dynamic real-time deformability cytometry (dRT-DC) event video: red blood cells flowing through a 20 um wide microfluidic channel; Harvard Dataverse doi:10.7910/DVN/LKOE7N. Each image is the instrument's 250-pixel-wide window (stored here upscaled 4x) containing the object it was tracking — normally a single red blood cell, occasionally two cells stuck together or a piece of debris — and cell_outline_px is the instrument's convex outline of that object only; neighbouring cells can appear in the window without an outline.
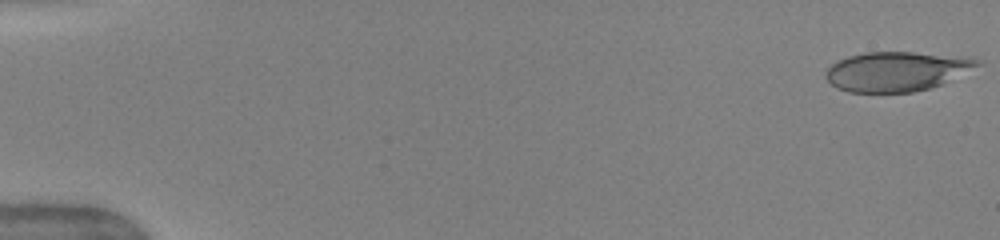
{"species": "human", "species_latin": "Homo sapiens", "temperature_condition": "warm", "stored_images_in_passage": 50, "camera_frame_rate_fps": 3000, "um_per_image_px": 0.085, "donor": {"sex": "female"}, "frame": {"image": 1, "passage_image": 1, "time_ms": 0.0, "image_size_px": [1000, 240], "cell_outline_px": [[984, 64], [940, 84], [928, 88], [912, 92], [848, 92], [836, 88], [824, 76], [824, 72], [832, 64], [848, 56], [864, 52], [912, 52], [980, 60]], "centroid_in_image_um": [76.14, 6.07], "position_along_channel_um": 8.9, "area_um2": 34.39}}
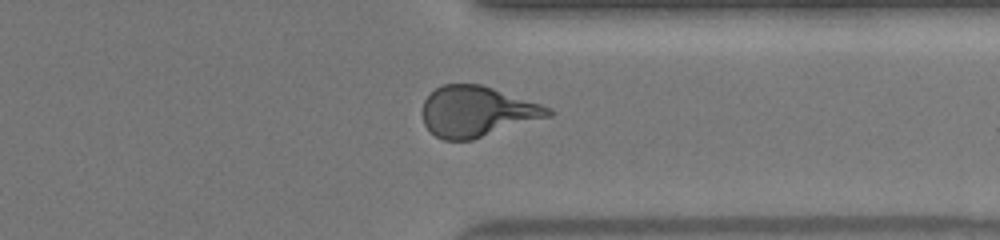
{"frame": {"image": 2, "passage_image": 40, "time_ms": 13.0, "image_size_px": [1000, 240], "cell_outline_px": [[552, 116], [472, 140], [444, 140], [436, 136], [424, 124], [424, 100], [436, 88], [444, 84], [480, 84], [552, 108]], "centroid_in_image_um": [40.56, 9.49], "position_along_channel_um": 370.8, "area_um2": 36.65}}
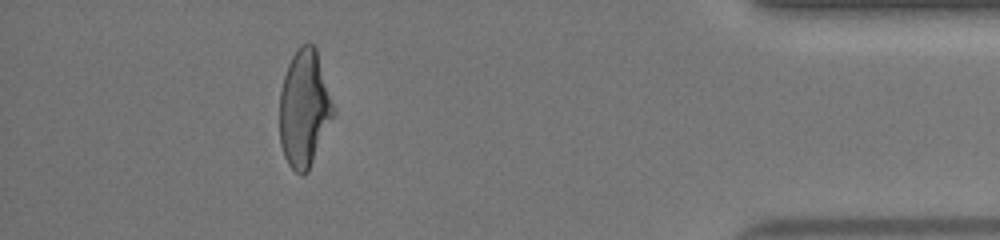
{"frame": {"image": 3, "passage_image": 46, "time_ms": 15.0, "image_size_px": [1000, 240], "cell_outline_px": [[332, 116], [308, 172], [300, 176], [288, 164], [284, 156], [280, 144], [280, 92], [284, 76], [288, 64], [292, 56], [300, 44], [312, 44], [316, 48], [332, 104]], "centroid_in_image_um": [25.81, 9.24], "position_along_channel_um": 409.4, "area_um2": 35.72}, "authors_computed_cell_mechanics": {"area_um2": 36.4429, "velocity_mm_per_s": 4.0273, "shape_relaxation_time_tau1_ms": 5.1217, "shape_relaxation_time_tau2_ms": 0.6618, "deformation_change_tau1": 0.191, "deformation_change_tau2": 0.0776}}